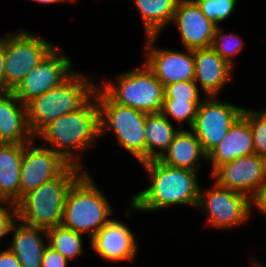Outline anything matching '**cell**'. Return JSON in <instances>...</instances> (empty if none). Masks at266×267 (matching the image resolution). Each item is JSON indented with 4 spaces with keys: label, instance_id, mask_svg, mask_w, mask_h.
Segmentation results:
<instances>
[{
    "label": "cell",
    "instance_id": "27",
    "mask_svg": "<svg viewBox=\"0 0 266 267\" xmlns=\"http://www.w3.org/2000/svg\"><path fill=\"white\" fill-rule=\"evenodd\" d=\"M201 102L176 101L175 99H164L161 113L171 121L182 124L185 122L188 128L193 126L198 106Z\"/></svg>",
    "mask_w": 266,
    "mask_h": 267
},
{
    "label": "cell",
    "instance_id": "18",
    "mask_svg": "<svg viewBox=\"0 0 266 267\" xmlns=\"http://www.w3.org/2000/svg\"><path fill=\"white\" fill-rule=\"evenodd\" d=\"M254 153V142L249 122L241 115L230 127L221 142L207 155L205 162L212 165L210 171L213 173L223 164Z\"/></svg>",
    "mask_w": 266,
    "mask_h": 267
},
{
    "label": "cell",
    "instance_id": "15",
    "mask_svg": "<svg viewBox=\"0 0 266 267\" xmlns=\"http://www.w3.org/2000/svg\"><path fill=\"white\" fill-rule=\"evenodd\" d=\"M134 233L124 222L111 219L91 239L92 250L105 261H134L137 257L138 244Z\"/></svg>",
    "mask_w": 266,
    "mask_h": 267
},
{
    "label": "cell",
    "instance_id": "38",
    "mask_svg": "<svg viewBox=\"0 0 266 267\" xmlns=\"http://www.w3.org/2000/svg\"><path fill=\"white\" fill-rule=\"evenodd\" d=\"M251 262L252 267H266L265 264H261V262H258V260L255 258Z\"/></svg>",
    "mask_w": 266,
    "mask_h": 267
},
{
    "label": "cell",
    "instance_id": "3",
    "mask_svg": "<svg viewBox=\"0 0 266 267\" xmlns=\"http://www.w3.org/2000/svg\"><path fill=\"white\" fill-rule=\"evenodd\" d=\"M84 171L69 188L64 203L61 225L91 239L112 218L114 208Z\"/></svg>",
    "mask_w": 266,
    "mask_h": 267
},
{
    "label": "cell",
    "instance_id": "7",
    "mask_svg": "<svg viewBox=\"0 0 266 267\" xmlns=\"http://www.w3.org/2000/svg\"><path fill=\"white\" fill-rule=\"evenodd\" d=\"M116 79L103 80L98 85L114 102L147 114L161 112L164 86L145 63L117 75Z\"/></svg>",
    "mask_w": 266,
    "mask_h": 267
},
{
    "label": "cell",
    "instance_id": "21",
    "mask_svg": "<svg viewBox=\"0 0 266 267\" xmlns=\"http://www.w3.org/2000/svg\"><path fill=\"white\" fill-rule=\"evenodd\" d=\"M179 127V131L169 144L168 149L162 154L159 160L171 167L184 168L192 171H198L200 159L207 160L201 143L194 132L187 128L185 130Z\"/></svg>",
    "mask_w": 266,
    "mask_h": 267
},
{
    "label": "cell",
    "instance_id": "1",
    "mask_svg": "<svg viewBox=\"0 0 266 267\" xmlns=\"http://www.w3.org/2000/svg\"><path fill=\"white\" fill-rule=\"evenodd\" d=\"M150 179L148 188L132 196L126 217L132 210L154 212L172 205L194 206L197 208L200 184L198 173L184 168H176L152 159L140 163ZM131 210V211H130Z\"/></svg>",
    "mask_w": 266,
    "mask_h": 267
},
{
    "label": "cell",
    "instance_id": "35",
    "mask_svg": "<svg viewBox=\"0 0 266 267\" xmlns=\"http://www.w3.org/2000/svg\"><path fill=\"white\" fill-rule=\"evenodd\" d=\"M252 207L266 216V185L259 191L257 196L252 200Z\"/></svg>",
    "mask_w": 266,
    "mask_h": 267
},
{
    "label": "cell",
    "instance_id": "16",
    "mask_svg": "<svg viewBox=\"0 0 266 267\" xmlns=\"http://www.w3.org/2000/svg\"><path fill=\"white\" fill-rule=\"evenodd\" d=\"M184 49L212 46L217 25L209 20L193 0H179L173 15Z\"/></svg>",
    "mask_w": 266,
    "mask_h": 267
},
{
    "label": "cell",
    "instance_id": "13",
    "mask_svg": "<svg viewBox=\"0 0 266 267\" xmlns=\"http://www.w3.org/2000/svg\"><path fill=\"white\" fill-rule=\"evenodd\" d=\"M159 35L145 36L144 63L165 87L166 85L194 80V50L177 51L158 49Z\"/></svg>",
    "mask_w": 266,
    "mask_h": 267
},
{
    "label": "cell",
    "instance_id": "25",
    "mask_svg": "<svg viewBox=\"0 0 266 267\" xmlns=\"http://www.w3.org/2000/svg\"><path fill=\"white\" fill-rule=\"evenodd\" d=\"M83 238V234L62 225H57L47 229L46 241H48V245L51 248L59 252L67 260L72 261L84 253Z\"/></svg>",
    "mask_w": 266,
    "mask_h": 267
},
{
    "label": "cell",
    "instance_id": "6",
    "mask_svg": "<svg viewBox=\"0 0 266 267\" xmlns=\"http://www.w3.org/2000/svg\"><path fill=\"white\" fill-rule=\"evenodd\" d=\"M94 94L99 106L100 138L112 131L120 147L139 163L145 162L144 126L147 113L114 102L98 85Z\"/></svg>",
    "mask_w": 266,
    "mask_h": 267
},
{
    "label": "cell",
    "instance_id": "26",
    "mask_svg": "<svg viewBox=\"0 0 266 267\" xmlns=\"http://www.w3.org/2000/svg\"><path fill=\"white\" fill-rule=\"evenodd\" d=\"M221 26H217L214 33L212 48L233 68H235L234 56L238 55L243 47L244 42L241 36L234 33H223Z\"/></svg>",
    "mask_w": 266,
    "mask_h": 267
},
{
    "label": "cell",
    "instance_id": "28",
    "mask_svg": "<svg viewBox=\"0 0 266 267\" xmlns=\"http://www.w3.org/2000/svg\"><path fill=\"white\" fill-rule=\"evenodd\" d=\"M242 116L249 122L255 153L266 158V110L244 108Z\"/></svg>",
    "mask_w": 266,
    "mask_h": 267
},
{
    "label": "cell",
    "instance_id": "29",
    "mask_svg": "<svg viewBox=\"0 0 266 267\" xmlns=\"http://www.w3.org/2000/svg\"><path fill=\"white\" fill-rule=\"evenodd\" d=\"M203 14L220 26V22L225 21L236 10L238 0H193Z\"/></svg>",
    "mask_w": 266,
    "mask_h": 267
},
{
    "label": "cell",
    "instance_id": "4",
    "mask_svg": "<svg viewBox=\"0 0 266 267\" xmlns=\"http://www.w3.org/2000/svg\"><path fill=\"white\" fill-rule=\"evenodd\" d=\"M84 171L69 165L53 180L29 191L15 204L17 219L27 226L46 230L61 225L66 194Z\"/></svg>",
    "mask_w": 266,
    "mask_h": 267
},
{
    "label": "cell",
    "instance_id": "11",
    "mask_svg": "<svg viewBox=\"0 0 266 267\" xmlns=\"http://www.w3.org/2000/svg\"><path fill=\"white\" fill-rule=\"evenodd\" d=\"M61 51V52H60ZM73 63L62 49L54 47L16 86L15 96L27 105L34 98L59 86L73 72Z\"/></svg>",
    "mask_w": 266,
    "mask_h": 267
},
{
    "label": "cell",
    "instance_id": "31",
    "mask_svg": "<svg viewBox=\"0 0 266 267\" xmlns=\"http://www.w3.org/2000/svg\"><path fill=\"white\" fill-rule=\"evenodd\" d=\"M17 220V208L14 207L0 208V239L10 234L12 225Z\"/></svg>",
    "mask_w": 266,
    "mask_h": 267
},
{
    "label": "cell",
    "instance_id": "32",
    "mask_svg": "<svg viewBox=\"0 0 266 267\" xmlns=\"http://www.w3.org/2000/svg\"><path fill=\"white\" fill-rule=\"evenodd\" d=\"M68 261L48 245L43 252L41 267H67Z\"/></svg>",
    "mask_w": 266,
    "mask_h": 267
},
{
    "label": "cell",
    "instance_id": "23",
    "mask_svg": "<svg viewBox=\"0 0 266 267\" xmlns=\"http://www.w3.org/2000/svg\"><path fill=\"white\" fill-rule=\"evenodd\" d=\"M161 112L150 113L145 119L146 161L159 159L168 149L179 129Z\"/></svg>",
    "mask_w": 266,
    "mask_h": 267
},
{
    "label": "cell",
    "instance_id": "9",
    "mask_svg": "<svg viewBox=\"0 0 266 267\" xmlns=\"http://www.w3.org/2000/svg\"><path fill=\"white\" fill-rule=\"evenodd\" d=\"M54 47L43 36L27 30L7 33L4 62L7 86L13 91Z\"/></svg>",
    "mask_w": 266,
    "mask_h": 267
},
{
    "label": "cell",
    "instance_id": "17",
    "mask_svg": "<svg viewBox=\"0 0 266 267\" xmlns=\"http://www.w3.org/2000/svg\"><path fill=\"white\" fill-rule=\"evenodd\" d=\"M194 71V81L203 96H219L235 72L211 46L194 49Z\"/></svg>",
    "mask_w": 266,
    "mask_h": 267
},
{
    "label": "cell",
    "instance_id": "19",
    "mask_svg": "<svg viewBox=\"0 0 266 267\" xmlns=\"http://www.w3.org/2000/svg\"><path fill=\"white\" fill-rule=\"evenodd\" d=\"M35 137L27 124V107L10 91L0 95V140L8 144H27Z\"/></svg>",
    "mask_w": 266,
    "mask_h": 267
},
{
    "label": "cell",
    "instance_id": "24",
    "mask_svg": "<svg viewBox=\"0 0 266 267\" xmlns=\"http://www.w3.org/2000/svg\"><path fill=\"white\" fill-rule=\"evenodd\" d=\"M136 5L144 28V37L159 35L171 24L179 0H131Z\"/></svg>",
    "mask_w": 266,
    "mask_h": 267
},
{
    "label": "cell",
    "instance_id": "14",
    "mask_svg": "<svg viewBox=\"0 0 266 267\" xmlns=\"http://www.w3.org/2000/svg\"><path fill=\"white\" fill-rule=\"evenodd\" d=\"M34 138L24 144L21 162L20 199L29 191L59 176L70 164L46 145L36 146Z\"/></svg>",
    "mask_w": 266,
    "mask_h": 267
},
{
    "label": "cell",
    "instance_id": "33",
    "mask_svg": "<svg viewBox=\"0 0 266 267\" xmlns=\"http://www.w3.org/2000/svg\"><path fill=\"white\" fill-rule=\"evenodd\" d=\"M4 62H5V36L0 37V95L12 91L6 84Z\"/></svg>",
    "mask_w": 266,
    "mask_h": 267
},
{
    "label": "cell",
    "instance_id": "12",
    "mask_svg": "<svg viewBox=\"0 0 266 267\" xmlns=\"http://www.w3.org/2000/svg\"><path fill=\"white\" fill-rule=\"evenodd\" d=\"M210 174L218 185L253 200L266 185V158L254 153L223 164Z\"/></svg>",
    "mask_w": 266,
    "mask_h": 267
},
{
    "label": "cell",
    "instance_id": "36",
    "mask_svg": "<svg viewBox=\"0 0 266 267\" xmlns=\"http://www.w3.org/2000/svg\"><path fill=\"white\" fill-rule=\"evenodd\" d=\"M14 206L15 204L3 193V191L0 188V208H8V207H14Z\"/></svg>",
    "mask_w": 266,
    "mask_h": 267
},
{
    "label": "cell",
    "instance_id": "22",
    "mask_svg": "<svg viewBox=\"0 0 266 267\" xmlns=\"http://www.w3.org/2000/svg\"><path fill=\"white\" fill-rule=\"evenodd\" d=\"M23 153L24 144L3 143L0 146V188L14 204L20 200Z\"/></svg>",
    "mask_w": 266,
    "mask_h": 267
},
{
    "label": "cell",
    "instance_id": "30",
    "mask_svg": "<svg viewBox=\"0 0 266 267\" xmlns=\"http://www.w3.org/2000/svg\"><path fill=\"white\" fill-rule=\"evenodd\" d=\"M199 91L194 80L175 82L164 87V99H175L176 101L202 102L204 97Z\"/></svg>",
    "mask_w": 266,
    "mask_h": 267
},
{
    "label": "cell",
    "instance_id": "10",
    "mask_svg": "<svg viewBox=\"0 0 266 267\" xmlns=\"http://www.w3.org/2000/svg\"><path fill=\"white\" fill-rule=\"evenodd\" d=\"M244 107L220 101L218 96H204L190 128L208 155L226 136L233 123L242 115Z\"/></svg>",
    "mask_w": 266,
    "mask_h": 267
},
{
    "label": "cell",
    "instance_id": "8",
    "mask_svg": "<svg viewBox=\"0 0 266 267\" xmlns=\"http://www.w3.org/2000/svg\"><path fill=\"white\" fill-rule=\"evenodd\" d=\"M204 192L200 187L197 209L205 212L206 226L219 230L235 228L252 216V200L246 195L218 185Z\"/></svg>",
    "mask_w": 266,
    "mask_h": 267
},
{
    "label": "cell",
    "instance_id": "37",
    "mask_svg": "<svg viewBox=\"0 0 266 267\" xmlns=\"http://www.w3.org/2000/svg\"><path fill=\"white\" fill-rule=\"evenodd\" d=\"M32 1H34L38 4L48 5V4H52V3H57V4H59V3L62 4V3H66V2L72 3V2H75L76 0H32Z\"/></svg>",
    "mask_w": 266,
    "mask_h": 267
},
{
    "label": "cell",
    "instance_id": "34",
    "mask_svg": "<svg viewBox=\"0 0 266 267\" xmlns=\"http://www.w3.org/2000/svg\"><path fill=\"white\" fill-rule=\"evenodd\" d=\"M0 267H22L15 254L7 247L0 251Z\"/></svg>",
    "mask_w": 266,
    "mask_h": 267
},
{
    "label": "cell",
    "instance_id": "5",
    "mask_svg": "<svg viewBox=\"0 0 266 267\" xmlns=\"http://www.w3.org/2000/svg\"><path fill=\"white\" fill-rule=\"evenodd\" d=\"M89 75L74 71L59 86L26 105L27 124L34 137L50 122L80 108L94 94L97 84Z\"/></svg>",
    "mask_w": 266,
    "mask_h": 267
},
{
    "label": "cell",
    "instance_id": "2",
    "mask_svg": "<svg viewBox=\"0 0 266 267\" xmlns=\"http://www.w3.org/2000/svg\"><path fill=\"white\" fill-rule=\"evenodd\" d=\"M70 165L86 171L80 154L100 139L99 106L93 94L80 108L46 125L36 136Z\"/></svg>",
    "mask_w": 266,
    "mask_h": 267
},
{
    "label": "cell",
    "instance_id": "20",
    "mask_svg": "<svg viewBox=\"0 0 266 267\" xmlns=\"http://www.w3.org/2000/svg\"><path fill=\"white\" fill-rule=\"evenodd\" d=\"M10 233H13V238L8 248L15 254L22 267H41L43 252L48 246V242L45 241L47 230L27 226L17 219Z\"/></svg>",
    "mask_w": 266,
    "mask_h": 267
}]
</instances>
